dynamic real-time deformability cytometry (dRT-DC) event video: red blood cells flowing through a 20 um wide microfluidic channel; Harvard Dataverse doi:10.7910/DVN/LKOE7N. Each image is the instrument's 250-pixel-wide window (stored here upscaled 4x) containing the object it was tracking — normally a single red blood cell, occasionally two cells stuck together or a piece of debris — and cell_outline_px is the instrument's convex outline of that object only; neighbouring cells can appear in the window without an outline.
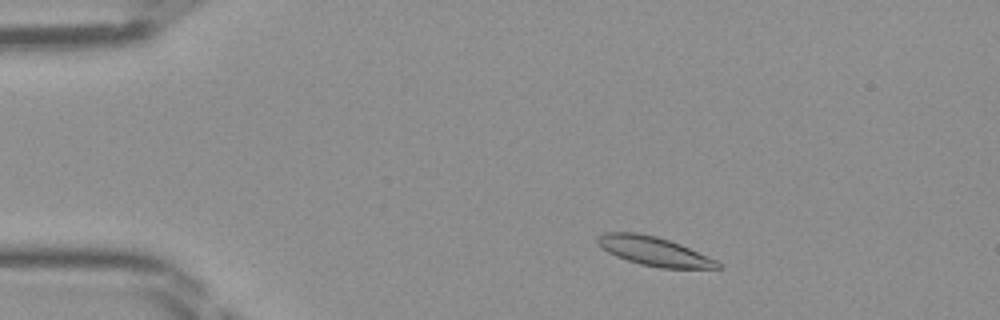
{"species": "Egyptian fruit bat (a non-hibernating species)", "species_latin": "Rousettus aegyptiacus", "temperature_condition": "room temperature", "stored_images_in_passage": 43, "camera_frame_rate_fps": 3000, "um_per_image_px": 0.085, "frame": {"image": 1, "passage_image": 4, "time_ms": 1.0, "image_size_px": [1000, 320], "cell_outline_px": [[720, 268], [660, 268], [640, 264], [616, 256], [608, 252], [596, 240], [596, 236], [604, 232], [636, 232], [656, 236], [680, 244], [716, 260], [720, 264]], "centroid_in_image_um": [55.56, 21.34], "position_along_channel_um": 29.4, "area_um2": 20.0}}
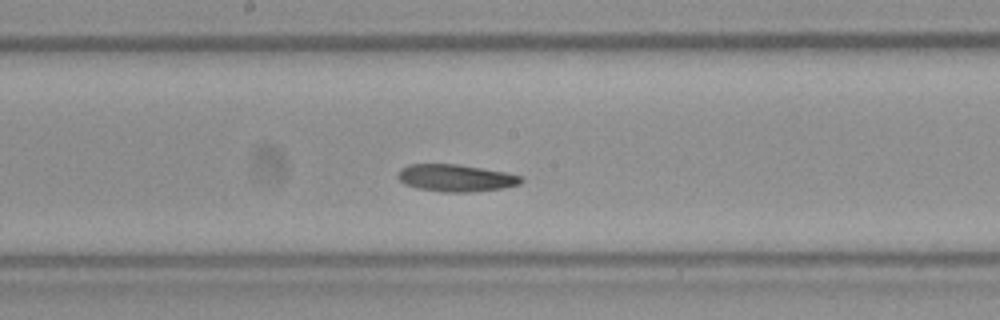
{"frame": {"image": 2, "passage_image": 21, "time_ms": 6.667, "image_size_px": [1000, 320], "cell_outline_px": [[524, 180], [520, 184], [504, 188], [472, 192], [444, 192], [416, 188], [404, 184], [396, 176], [400, 168], [408, 164], [456, 164], [504, 172], [524, 176]], "centroid_in_image_um": [38.73, 15.13], "position_along_channel_um": 209.5, "area_um2": 19.65}}
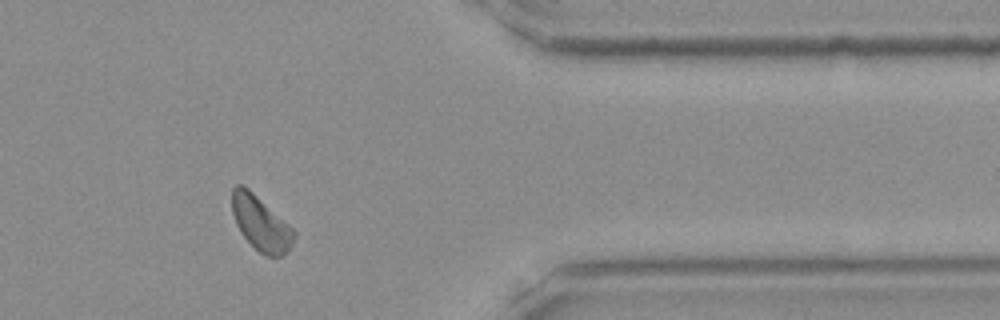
{"frame": {"image": 3, "passage_image": 35, "time_ms": 11.333, "image_size_px": [1000, 320], "cell_outline_px": [[296, 236], [292, 244], [284, 256], [268, 256], [260, 252], [244, 236], [236, 224], [232, 212], [232, 188], [236, 184], [240, 184], [248, 188], [292, 228], [296, 232]], "centroid_in_image_um": [22.17, 18.98], "position_along_channel_um": 389.2, "area_um2": 19.25}}